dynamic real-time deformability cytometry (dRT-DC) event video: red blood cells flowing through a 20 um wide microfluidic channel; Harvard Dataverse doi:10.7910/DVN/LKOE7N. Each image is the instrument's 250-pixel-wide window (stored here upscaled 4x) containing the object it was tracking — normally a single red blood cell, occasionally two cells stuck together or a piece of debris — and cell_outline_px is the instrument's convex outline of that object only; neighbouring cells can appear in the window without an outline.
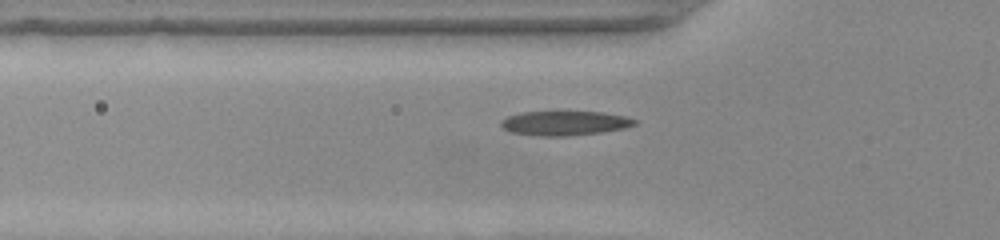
{"species": "common noctule bat (a hibernating species)", "species_latin": "Nyctalus noctula", "temperature_condition": "warm", "stored_images_in_passage": 38, "segment_of_instrument_passage": [1, 2], "camera_frame_rate_fps": 3000, "um_per_image_px": 0.085, "animal": {"sex": "female", "body_mass_g": 22.0, "forearm_length_mm": 56.7}, "frame": {"image": 1, "passage_image": 2, "time_ms": 0.333, "image_size_px": [1000, 240], "cell_outline_px": [[636, 124], [624, 128], [600, 132], [568, 136], [540, 136], [512, 132], [504, 128], [500, 124], [500, 120], [508, 116], [520, 112], [600, 112], [624, 116], [636, 120]], "centroid_in_image_um": [47.97, 10.47], "position_along_channel_um": 77.8, "area_um2": 18.79}}
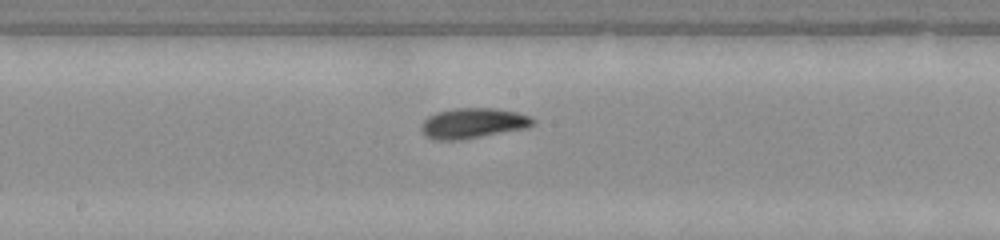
{"frame": {"image": 2, "passage_image": 12, "time_ms": 3.667, "image_size_px": [1000, 240], "cell_outline_px": [[536, 124], [528, 128], [460, 140], [436, 140], [424, 136], [420, 128], [420, 124], [428, 116], [436, 112], [452, 108], [496, 108], [516, 112], [528, 116], [536, 120]], "centroid_in_image_um": [40.19, 10.47], "position_along_channel_um": 208.0, "area_um2": 20.0}}
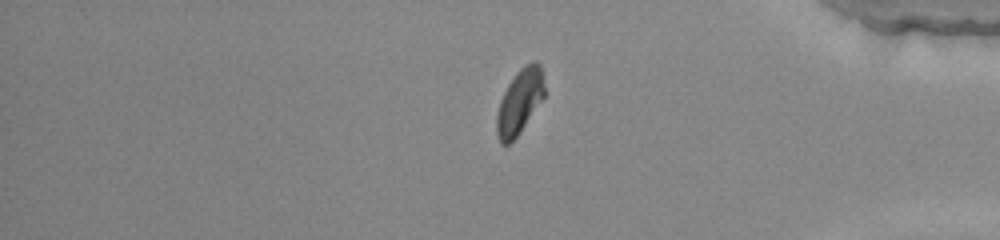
{"frame": {"image": 3, "passage_image": 28, "time_ms": 9.0, "image_size_px": [1000, 240], "cell_outline_px": [[544, 96], [516, 136], [508, 144], [500, 144], [496, 132], [496, 116], [500, 100], [508, 84], [516, 72], [520, 68], [532, 60], [536, 60], [540, 64], [544, 84]], "centroid_in_image_um": [44.15, 8.6], "position_along_channel_um": 391.1, "area_um2": 17.69}}